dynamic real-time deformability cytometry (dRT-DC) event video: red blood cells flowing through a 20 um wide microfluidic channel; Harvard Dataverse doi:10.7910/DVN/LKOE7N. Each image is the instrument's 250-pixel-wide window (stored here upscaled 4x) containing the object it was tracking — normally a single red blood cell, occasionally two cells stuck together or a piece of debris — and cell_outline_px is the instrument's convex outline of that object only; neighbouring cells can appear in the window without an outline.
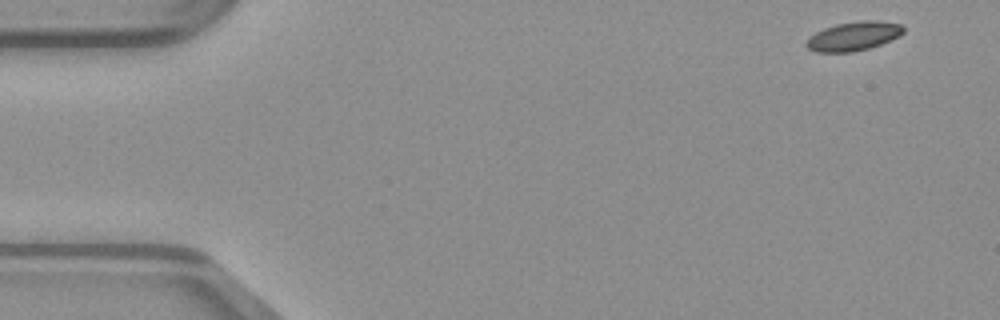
{"species": "common noctule bat (a hibernating species)", "species_latin": "Nyctalus noctula", "temperature_condition": "warm", "stored_images_in_passage": 48, "camera_frame_rate_fps": 3000, "um_per_image_px": 0.085, "animal": {"sex": "male", "body_mass_g": 23.1, "forearm_length_mm": 52.7}, "frame": {"image": 1, "passage_image": 1, "time_ms": 0.0, "image_size_px": [1000, 320], "cell_outline_px": [[904, 32], [900, 36], [880, 44], [868, 48], [852, 52], [816, 52], [808, 48], [804, 44], [808, 36], [824, 28], [836, 24], [860, 20], [876, 20], [900, 24], [904, 28]], "centroid_in_image_um": [72.53, 3.07], "position_along_channel_um": 12.5, "area_um2": 16.47}}
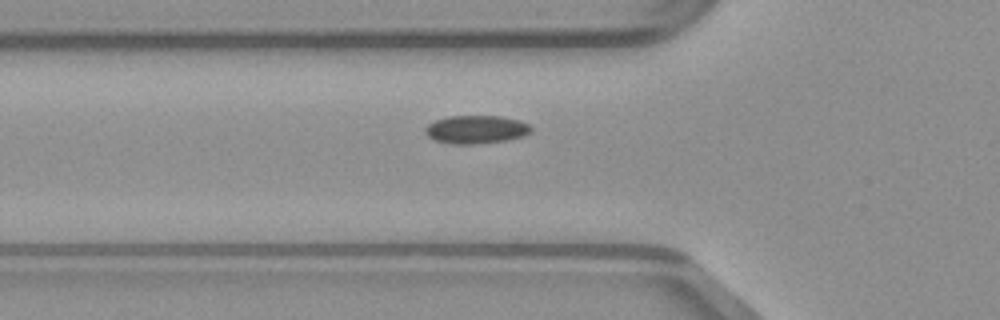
{"frame": {"image": 2, "passage_image": 15, "time_ms": 4.667, "image_size_px": [1000, 320], "cell_outline_px": [[532, 128], [524, 136], [508, 140], [476, 144], [456, 144], [436, 140], [428, 136], [424, 132], [424, 128], [428, 124], [436, 120], [448, 116], [500, 116], [520, 120], [528, 124]], "centroid_in_image_um": [40.47, 11.0], "position_along_channel_um": 85.3, "area_um2": 17.34}}
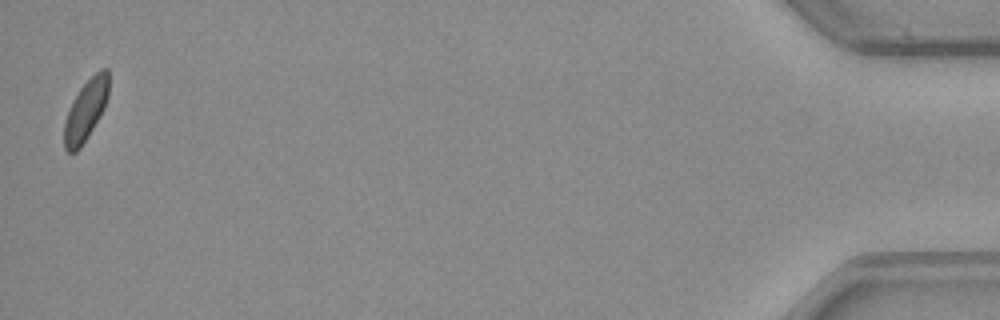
{"frame": {"image": 3, "passage_image": 47, "time_ms": 15.333, "image_size_px": [1000, 320], "cell_outline_px": [[108, 96], [104, 108], [88, 136], [80, 148], [76, 152], [68, 152], [64, 148], [64, 124], [68, 112], [80, 88], [100, 68], [108, 68]], "centroid_in_image_um": [7.3, 9.38], "position_along_channel_um": 427.9, "area_um2": 15.43}}